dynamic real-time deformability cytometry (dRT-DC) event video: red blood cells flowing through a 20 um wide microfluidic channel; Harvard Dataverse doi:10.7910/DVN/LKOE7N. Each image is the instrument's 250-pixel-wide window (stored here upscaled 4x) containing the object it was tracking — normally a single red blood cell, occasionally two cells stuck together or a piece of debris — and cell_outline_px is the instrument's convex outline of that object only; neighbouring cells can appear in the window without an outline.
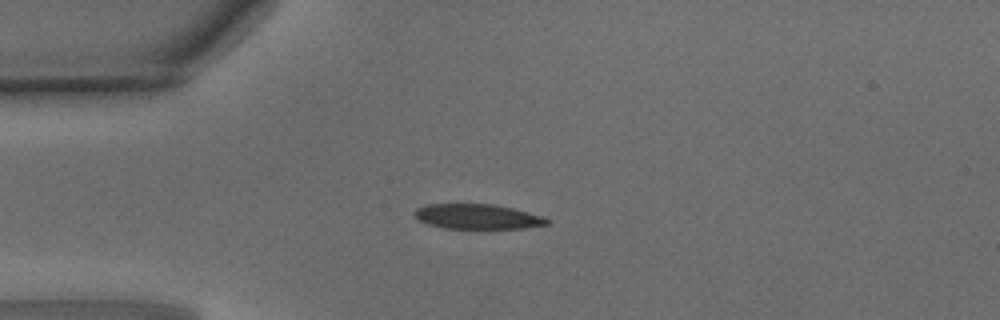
{"species": "common noctule bat (a hibernating species)", "species_latin": "Nyctalus noctula", "temperature_condition": "warm", "stored_images_in_passage": 37, "camera_frame_rate_fps": 3000, "um_per_image_px": 0.085, "animal": {"sex": "male", "body_mass_g": 15.6}, "frame": {"image": 1, "passage_image": 1, "time_ms": 0.0, "image_size_px": [1000, 320], "cell_outline_px": [[552, 220], [548, 224], [524, 228], [444, 228], [428, 224], [416, 220], [412, 212], [416, 208], [424, 204], [492, 204], [512, 208], [544, 216]], "centroid_in_image_um": [40.55, 18.4], "position_along_channel_um": 44.5, "area_um2": 19.42}}
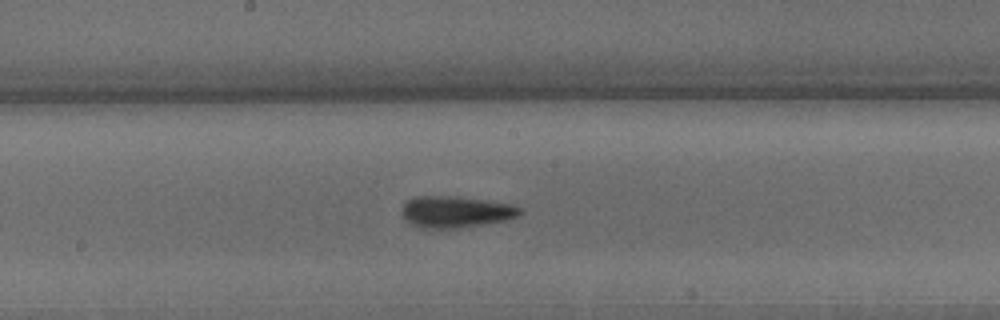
{"frame": {"image": 2, "passage_image": 14, "time_ms": 4.333, "image_size_px": [1000, 320], "cell_outline_px": [[524, 212], [520, 216], [504, 220], [456, 228], [420, 228], [412, 224], [400, 212], [404, 204], [408, 200], [416, 196], [456, 196], [512, 204], [524, 208]], "centroid_in_image_um": [38.77, 17.99], "position_along_channel_um": 209.4, "area_um2": 21.62}}
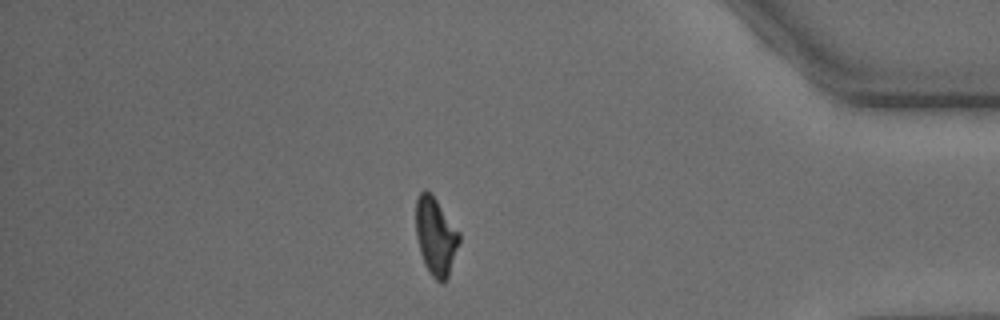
{"frame": {"image": 3, "passage_image": 30, "time_ms": 9.667, "image_size_px": [1000, 320], "cell_outline_px": [[460, 240], [448, 276], [444, 284], [440, 284], [428, 272], [424, 264], [420, 252], [416, 236], [416, 200], [420, 192], [424, 188], [432, 192], [460, 232]], "centroid_in_image_um": [37.03, 20.06], "position_along_channel_um": 398.2, "area_um2": 20.0}, "authors_computed_cell_mechanics": {"area_um2": 20.1722, "velocity_mm_per_s": 4.2069, "shape_relaxation_time_tau1_ms": 4.5975, "shape_relaxation_time_tau2_ms": 2.8263, "deformation_change_tau1": 0.176, "deformation_change_tau2": 0.1117}}